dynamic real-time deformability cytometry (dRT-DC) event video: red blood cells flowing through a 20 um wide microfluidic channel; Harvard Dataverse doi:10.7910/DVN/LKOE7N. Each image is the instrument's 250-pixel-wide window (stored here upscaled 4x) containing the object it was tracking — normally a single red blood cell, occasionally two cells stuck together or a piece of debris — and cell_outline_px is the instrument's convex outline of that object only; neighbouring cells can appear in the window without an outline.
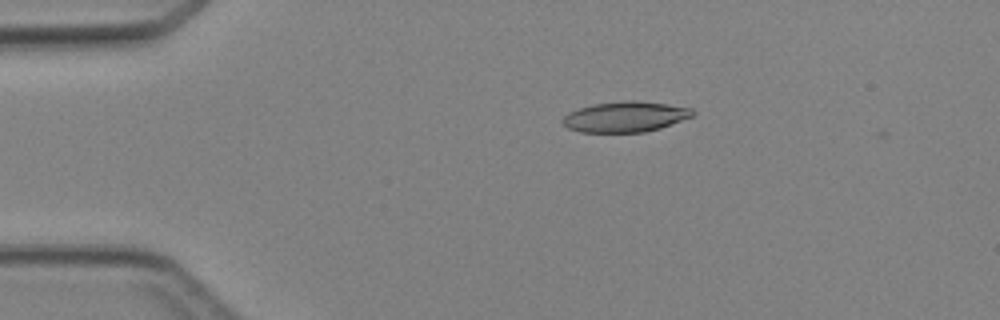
{"species": "Egyptian fruit bat (a non-hibernating species)", "species_latin": "Rousettus aegyptiacus", "temperature_condition": "cold", "stored_images_in_passage": 3, "camera_frame_rate_fps": 3000, "um_per_image_px": 0.085, "animal": {"sex": "female"}, "frame": {"image": 1, "passage_image": 2, "time_ms": 2.0, "image_size_px": [1000, 320], "cell_outline_px": [[696, 112], [692, 116], [660, 128], [644, 132], [580, 132], [568, 128], [560, 120], [568, 112], [580, 108], [596, 104], [624, 100], [632, 100], [668, 104], [692, 108]], "centroid_in_image_um": [53.14, 9.92], "position_along_channel_um": 31.9, "area_um2": 23.0}}